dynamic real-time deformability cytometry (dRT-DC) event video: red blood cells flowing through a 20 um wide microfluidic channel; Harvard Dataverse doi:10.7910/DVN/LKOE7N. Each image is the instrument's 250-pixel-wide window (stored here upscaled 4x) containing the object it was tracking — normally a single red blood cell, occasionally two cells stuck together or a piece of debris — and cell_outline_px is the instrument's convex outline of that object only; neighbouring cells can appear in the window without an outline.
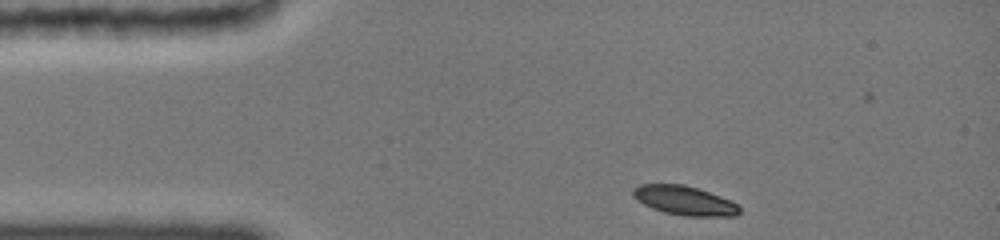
{"species": "common noctule bat (a hibernating species)", "species_latin": "Nyctalus noctula", "temperature_condition": "cold", "stored_images_in_passage": 33, "camera_frame_rate_fps": 3000, "um_per_image_px": 0.085, "animal": {"sex": "female", "body_mass_g": 19.0, "forearm_length_mm": 51.5}, "frame": {"image": 1, "passage_image": 1, "time_ms": 0.0, "image_size_px": [1000, 240], "cell_outline_px": [[740, 212], [736, 216], [684, 216], [664, 212], [652, 208], [644, 204], [632, 196], [632, 188], [640, 184], [684, 184], [732, 200], [740, 208]], "centroid_in_image_um": [58.17, 17.04], "position_along_channel_um": 26.8, "area_um2": 18.09}}
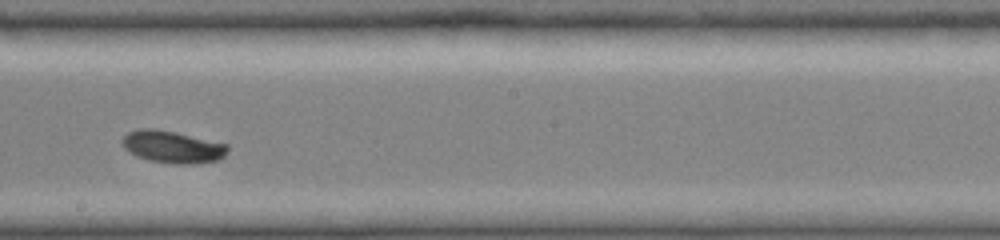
{"frame": {"image": 2, "passage_image": 19, "time_ms": 6.667, "image_size_px": [1000, 240], "cell_outline_px": [[228, 152], [220, 160], [196, 164], [172, 164], [148, 160], [136, 156], [124, 148], [124, 136], [128, 132], [144, 128], [148, 128], [172, 132], [228, 144]], "centroid_in_image_um": [14.71, 12.52], "position_along_channel_um": 233.5, "area_um2": 19.54}}
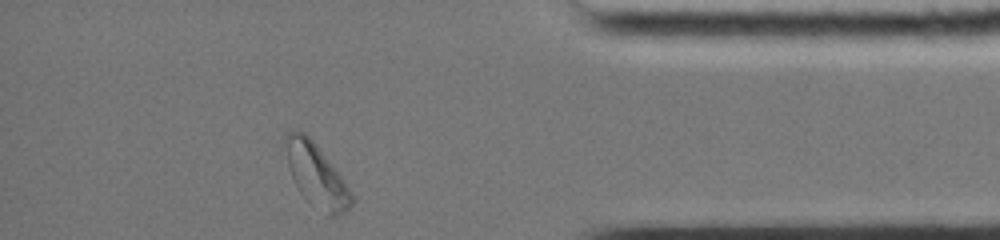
{"frame": {"image": 3, "passage_image": 33, "time_ms": 11.667, "image_size_px": [1000, 240], "cell_outline_px": [[356, 200], [344, 212], [336, 216], [328, 216], [308, 200], [296, 188], [292, 180], [288, 164], [284, 144], [284, 132], [292, 128], [300, 128], [312, 140], [344, 180], [352, 192]], "centroid_in_image_um": [26.85, 14.85], "position_along_channel_um": 408.3, "area_um2": 24.39}, "authors_computed_cell_mechanics": {"area_um2": 19.1318, "velocity_mm_per_s": 3.8367, "shape_relaxation_time_tau1_ms": 6.5701, "shape_relaxation_time_tau2_ms": null, "deformation_change_tau1": 0.1694, "deformation_change_tau2": null}}